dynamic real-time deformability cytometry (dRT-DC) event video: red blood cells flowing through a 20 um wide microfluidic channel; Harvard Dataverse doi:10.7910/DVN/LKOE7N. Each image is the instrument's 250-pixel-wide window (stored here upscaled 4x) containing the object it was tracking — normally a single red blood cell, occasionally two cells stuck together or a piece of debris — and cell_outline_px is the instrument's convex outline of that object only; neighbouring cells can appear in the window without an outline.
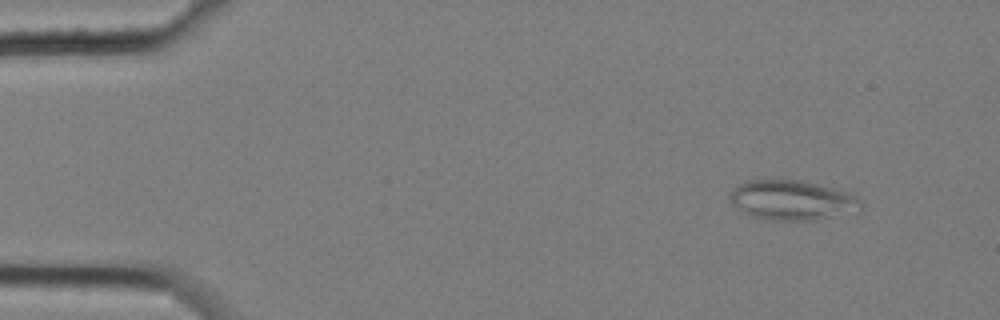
{"species": "common noctule bat (a hibernating species)", "species_latin": "Nyctalus noctula", "temperature_condition": "cold", "stored_images_in_passage": 6, "camera_frame_rate_fps": 3000, "um_per_image_px": 0.085, "animal": {"sex": "female", "body_mass_g": 25.1}, "frame": {"image": 1, "passage_image": 1, "time_ms": 0.0, "image_size_px": [1000, 320], "cell_outline_px": [[864, 204], [860, 208], [816, 220], [764, 220], [748, 216], [732, 204], [728, 196], [740, 184], [752, 180], [800, 180], [832, 188], [860, 196]], "centroid_in_image_um": [67.29, 17.02], "position_along_channel_um": 17.7, "area_um2": 30.06}}